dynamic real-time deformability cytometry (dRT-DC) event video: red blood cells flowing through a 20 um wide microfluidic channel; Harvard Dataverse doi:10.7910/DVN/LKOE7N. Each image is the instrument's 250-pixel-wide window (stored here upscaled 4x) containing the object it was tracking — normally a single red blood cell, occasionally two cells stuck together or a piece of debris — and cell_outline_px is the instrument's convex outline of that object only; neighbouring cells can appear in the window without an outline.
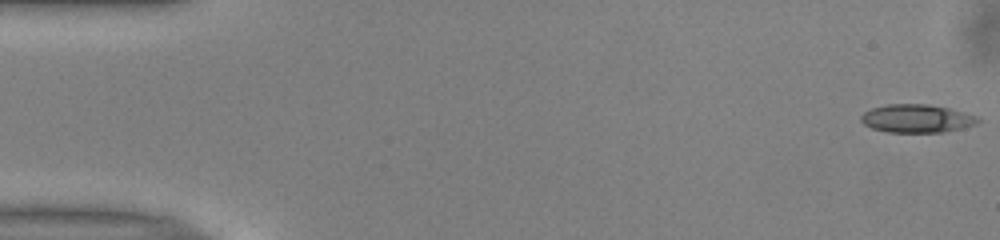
{"species": "common noctule bat (a hibernating species)", "species_latin": "Nyctalus noctula", "temperature_condition": "warm", "stored_images_in_passage": 47, "camera_frame_rate_fps": 3000, "um_per_image_px": 0.085, "animal": {"sex": "male", "body_mass_g": 13.0, "forearm_length_mm": 53.1}, "frame": {"image": 1, "passage_image": 1, "time_ms": 0.0, "image_size_px": [1000, 240], "cell_outline_px": [[980, 120], [976, 124], [964, 128], [944, 132], [888, 132], [872, 128], [864, 124], [860, 120], [860, 116], [864, 112], [872, 108], [884, 104], [928, 104], [948, 108], [976, 116]], "centroid_in_image_um": [77.9, 10.07], "position_along_channel_um": 7.1, "area_um2": 19.19}}
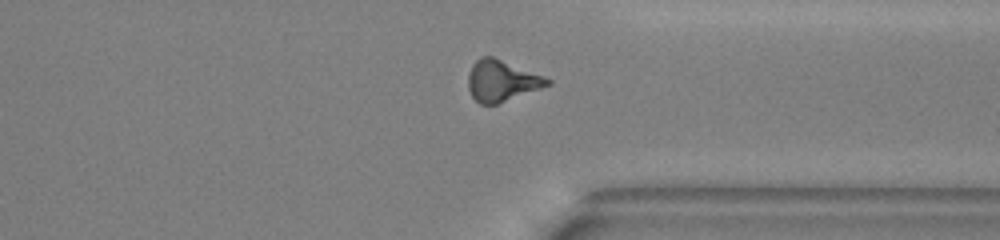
{"frame": {"image": 2, "passage_image": 39, "time_ms": 12.667, "image_size_px": [1000, 240], "cell_outline_px": [[552, 84], [496, 104], [480, 104], [472, 96], [468, 88], [468, 72], [472, 64], [476, 60], [484, 56], [492, 56], [544, 76], [552, 80]], "centroid_in_image_um": [42.63, 6.86], "position_along_channel_um": 368.8, "area_um2": 18.84}}
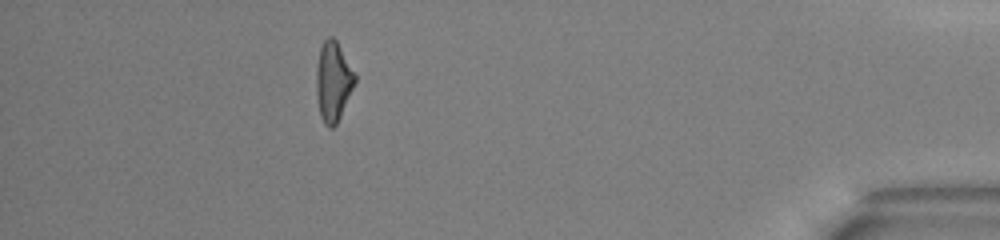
{"frame": {"image": 3, "passage_image": 46, "time_ms": 15.0, "image_size_px": [1000, 240], "cell_outline_px": [[356, 80], [340, 116], [336, 124], [332, 128], [328, 128], [324, 124], [320, 116], [316, 96], [316, 68], [320, 48], [324, 40], [328, 36], [332, 36], [336, 40], [356, 76]], "centroid_in_image_um": [28.29, 6.93], "position_along_channel_um": 406.9, "area_um2": 17.74}}